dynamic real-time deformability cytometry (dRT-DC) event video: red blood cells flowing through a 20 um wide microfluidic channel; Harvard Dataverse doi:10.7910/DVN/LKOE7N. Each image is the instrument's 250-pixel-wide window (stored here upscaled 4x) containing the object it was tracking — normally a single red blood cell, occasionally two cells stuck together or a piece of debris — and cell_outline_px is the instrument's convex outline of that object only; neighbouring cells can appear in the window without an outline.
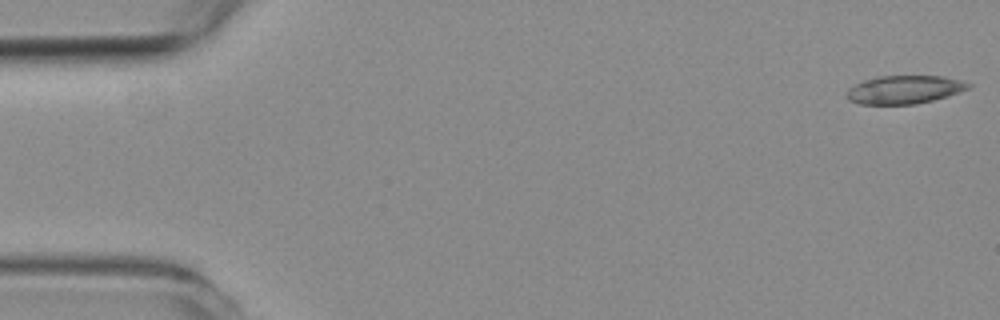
{"species": "common noctule bat (a hibernating species)", "species_latin": "Nyctalus noctula", "temperature_condition": "room temperature", "stored_images_in_passage": 54, "camera_frame_rate_fps": 3000, "um_per_image_px": 0.085, "animal": {"sex": "female", "body_mass_g": 19.3, "forearm_length_mm": 54.1}, "frame": {"image": 1, "passage_image": 1, "time_ms": 0.0, "image_size_px": [1000, 320], "cell_outline_px": [[972, 88], [948, 96], [916, 104], [860, 104], [848, 100], [848, 88], [864, 80], [876, 76], [944, 76], [960, 80], [972, 84]], "centroid_in_image_um": [76.91, 7.61], "position_along_channel_um": 8.1, "area_um2": 20.06}}
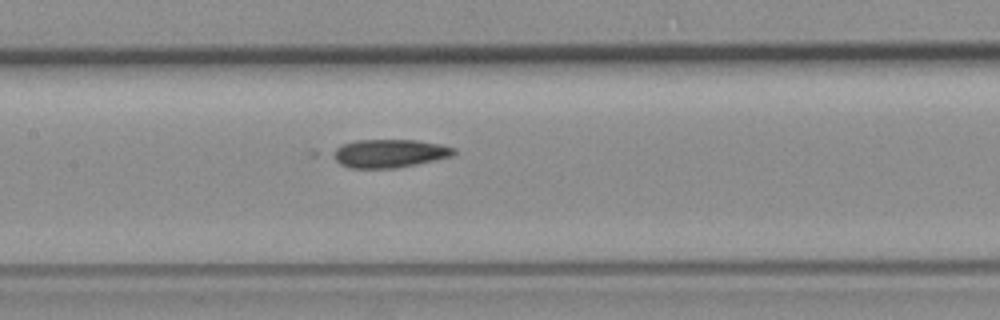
{"frame": {"image": 2, "passage_image": 25, "time_ms": 8.0, "image_size_px": [1000, 320], "cell_outline_px": [[456, 152], [452, 156], [416, 164], [396, 168], [348, 168], [340, 164], [328, 152], [344, 144], [356, 140], [416, 140], [440, 144], [456, 148]], "centroid_in_image_um": [33.07, 13.04], "position_along_channel_um": 174.3, "area_um2": 20.0}}
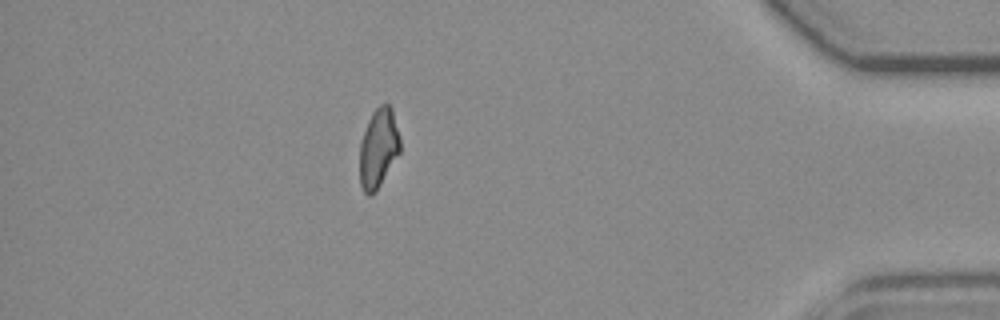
{"frame": {"image": 3, "passage_image": 47, "time_ms": 15.333, "image_size_px": [1000, 320], "cell_outline_px": [[400, 152], [376, 192], [368, 196], [364, 192], [360, 184], [360, 140], [368, 120], [372, 112], [380, 104], [388, 104], [392, 108], [400, 136]], "centroid_in_image_um": [32.16, 12.59], "position_along_channel_um": 403.0, "area_um2": 18.84}}